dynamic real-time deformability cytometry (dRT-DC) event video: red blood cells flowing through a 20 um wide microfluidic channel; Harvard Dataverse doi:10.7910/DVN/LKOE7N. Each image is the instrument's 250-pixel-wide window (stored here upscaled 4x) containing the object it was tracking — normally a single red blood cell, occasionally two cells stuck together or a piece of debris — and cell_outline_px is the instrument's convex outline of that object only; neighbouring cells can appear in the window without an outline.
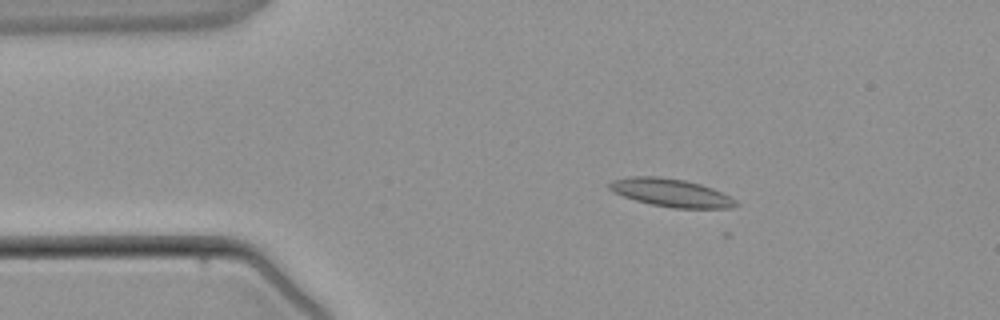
{"species": "common noctule bat (a hibernating species)", "species_latin": "Nyctalus noctula", "temperature_condition": "warm", "stored_images_in_passage": 3, "camera_frame_rate_fps": 3000, "um_per_image_px": 0.085, "animal": {"sex": "male", "body_mass_g": 21.5, "forearm_length_mm": 52.0}, "frame": {"image": 1, "passage_image": 1, "time_ms": 0.0, "image_size_px": [1000, 320], "cell_outline_px": [[740, 204], [728, 208], [672, 208], [652, 204], [636, 200], [612, 192], [608, 188], [608, 184], [612, 180], [632, 176], [660, 176], [684, 180], [700, 184], [712, 188], [736, 200]], "centroid_in_image_um": [57.01, 16.38], "position_along_channel_um": 28.0, "area_um2": 20.52}}